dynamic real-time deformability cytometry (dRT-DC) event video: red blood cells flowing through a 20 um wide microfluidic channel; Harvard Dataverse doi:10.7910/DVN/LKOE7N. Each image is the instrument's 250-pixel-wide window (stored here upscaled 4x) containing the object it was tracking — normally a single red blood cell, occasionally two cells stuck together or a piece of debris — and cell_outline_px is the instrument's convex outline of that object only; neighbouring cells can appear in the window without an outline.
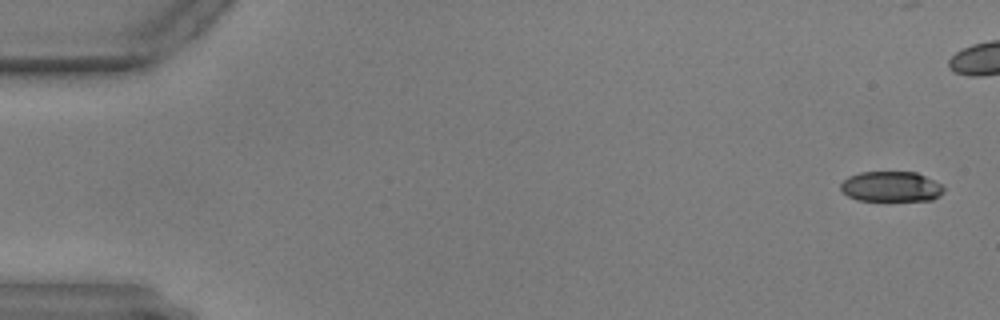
{"species": "common noctule bat (a hibernating species)", "species_latin": "Nyctalus noctula", "temperature_condition": "warm", "stored_images_in_passage": 47, "camera_frame_rate_fps": 3000, "um_per_image_px": 0.085, "animal": {"sex": "male", "body_mass_g": 17.9, "forearm_length_mm": 54.2}, "frame": {"image": 1, "passage_image": 1, "time_ms": 0.0, "image_size_px": [1000, 320], "cell_outline_px": [[944, 192], [940, 196], [932, 200], [856, 200], [848, 196], [840, 188], [840, 184], [848, 176], [860, 172], [916, 172], [940, 184], [944, 188]], "centroid_in_image_um": [75.73, 15.86], "position_along_channel_um": 9.3, "area_um2": 18.09}}
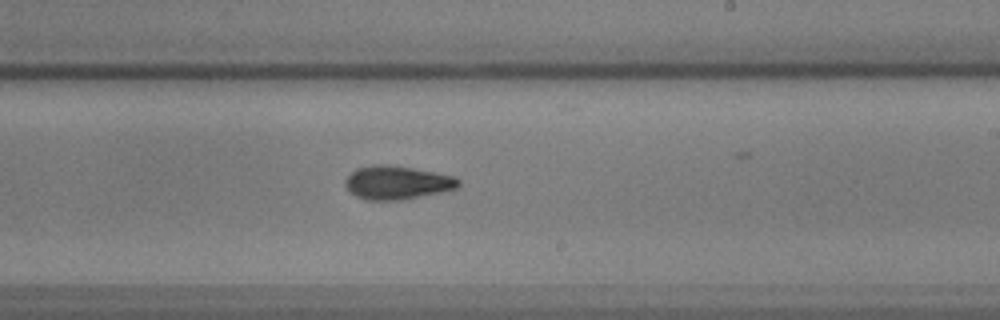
{"frame": {"image": 2, "passage_image": 34, "time_ms": 11.0, "image_size_px": [1000, 320], "cell_outline_px": [[460, 184], [456, 188], [440, 192], [400, 200], [368, 200], [356, 196], [344, 184], [344, 180], [356, 168], [376, 164], [388, 164], [436, 172], [452, 176], [460, 180]], "centroid_in_image_um": [33.74, 15.51], "position_along_channel_um": 255.3, "area_um2": 21.91}}
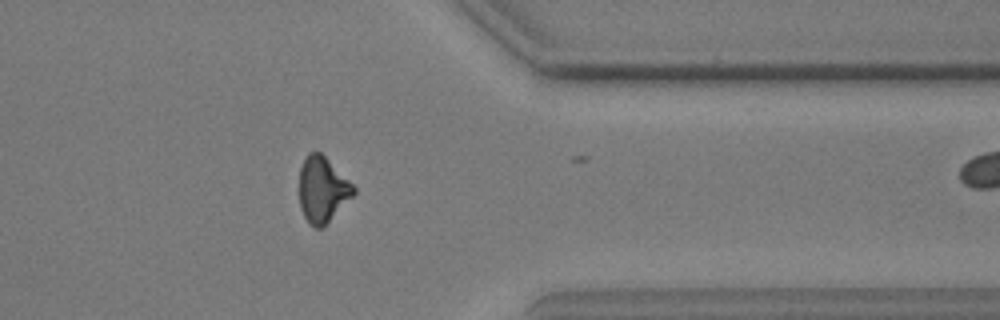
{"frame": {"image": 3, "passage_image": 46, "time_ms": 15.0, "image_size_px": [1000, 320], "cell_outline_px": [[356, 192], [324, 228], [316, 228], [308, 224], [300, 208], [300, 168], [308, 152], [320, 152], [356, 188]], "centroid_in_image_um": [27.4, 16.16], "position_along_channel_um": 384.0, "area_um2": 20.63}}